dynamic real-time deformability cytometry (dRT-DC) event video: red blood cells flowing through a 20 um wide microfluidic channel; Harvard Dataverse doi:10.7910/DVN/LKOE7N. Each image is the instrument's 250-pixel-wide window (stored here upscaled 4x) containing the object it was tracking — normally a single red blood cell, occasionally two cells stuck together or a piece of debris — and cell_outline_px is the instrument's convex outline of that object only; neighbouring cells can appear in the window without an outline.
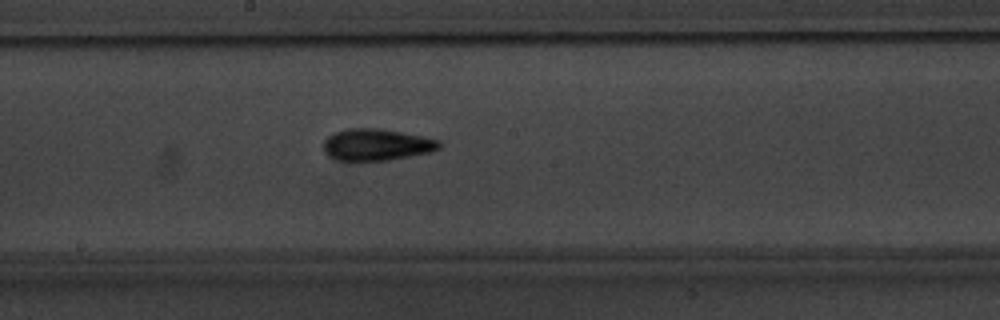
{"species": "common noctule bat (a hibernating species)", "species_latin": "Nyctalus noctula", "temperature_condition": "warm", "stored_images_in_passage": 8, "camera_frame_rate_fps": 3000, "um_per_image_px": 0.085, "animal": {"sex": "male", "body_mass_g": 20.1, "forearm_length_mm": 53.5}, "frame": {"image": 1, "passage_image": 8, "time_ms": 9.0, "image_size_px": [1000, 320], "cell_outline_px": [[440, 148], [432, 152], [388, 160], [336, 160], [328, 156], [324, 152], [324, 140], [328, 136], [336, 132], [348, 128], [376, 128], [400, 132], [440, 140]], "centroid_in_image_um": [31.99, 12.3], "position_along_channel_um": 216.2, "area_um2": 21.21}}